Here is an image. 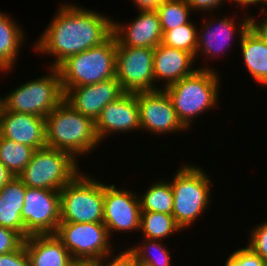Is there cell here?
<instances>
[{
    "mask_svg": "<svg viewBox=\"0 0 267 266\" xmlns=\"http://www.w3.org/2000/svg\"><path fill=\"white\" fill-rule=\"evenodd\" d=\"M239 46L244 68L256 84L264 87L267 84V43L248 28Z\"/></svg>",
    "mask_w": 267,
    "mask_h": 266,
    "instance_id": "23",
    "label": "cell"
},
{
    "mask_svg": "<svg viewBox=\"0 0 267 266\" xmlns=\"http://www.w3.org/2000/svg\"><path fill=\"white\" fill-rule=\"evenodd\" d=\"M15 176L0 163V189L10 182Z\"/></svg>",
    "mask_w": 267,
    "mask_h": 266,
    "instance_id": "39",
    "label": "cell"
},
{
    "mask_svg": "<svg viewBox=\"0 0 267 266\" xmlns=\"http://www.w3.org/2000/svg\"><path fill=\"white\" fill-rule=\"evenodd\" d=\"M21 219L25 239L36 234H55L60 223V191L26 187Z\"/></svg>",
    "mask_w": 267,
    "mask_h": 266,
    "instance_id": "13",
    "label": "cell"
},
{
    "mask_svg": "<svg viewBox=\"0 0 267 266\" xmlns=\"http://www.w3.org/2000/svg\"><path fill=\"white\" fill-rule=\"evenodd\" d=\"M138 11L156 10L165 0H130Z\"/></svg>",
    "mask_w": 267,
    "mask_h": 266,
    "instance_id": "37",
    "label": "cell"
},
{
    "mask_svg": "<svg viewBox=\"0 0 267 266\" xmlns=\"http://www.w3.org/2000/svg\"><path fill=\"white\" fill-rule=\"evenodd\" d=\"M235 13L236 15L231 14V16L229 14L228 16L226 14L224 16H218L216 13V15L209 14V17L208 14L201 17L203 21L200 23V28H198L196 62H198L197 59L199 57L202 58L201 55L203 57L205 56L204 59L206 60L213 61V59L217 58L218 61L220 57L224 58L225 54L228 55L226 52L230 51L229 48L233 45V42L237 41L236 44L240 43L243 34L249 28V13H243L245 15L243 19L241 17L242 15H239L241 20L238 17L239 11L237 10ZM236 16L238 17L237 20Z\"/></svg>",
    "mask_w": 267,
    "mask_h": 266,
    "instance_id": "9",
    "label": "cell"
},
{
    "mask_svg": "<svg viewBox=\"0 0 267 266\" xmlns=\"http://www.w3.org/2000/svg\"><path fill=\"white\" fill-rule=\"evenodd\" d=\"M68 2L58 5L47 28L33 42L35 53L53 57L49 67L57 68L68 57L97 47L113 35L115 18Z\"/></svg>",
    "mask_w": 267,
    "mask_h": 266,
    "instance_id": "1",
    "label": "cell"
},
{
    "mask_svg": "<svg viewBox=\"0 0 267 266\" xmlns=\"http://www.w3.org/2000/svg\"><path fill=\"white\" fill-rule=\"evenodd\" d=\"M45 128L48 148L66 151L80 162L82 157L90 153L93 155L102 146L95 122L76 111L64 99L45 117Z\"/></svg>",
    "mask_w": 267,
    "mask_h": 266,
    "instance_id": "2",
    "label": "cell"
},
{
    "mask_svg": "<svg viewBox=\"0 0 267 266\" xmlns=\"http://www.w3.org/2000/svg\"><path fill=\"white\" fill-rule=\"evenodd\" d=\"M25 184L14 177L0 189V226L18 232L25 239L21 210L25 200Z\"/></svg>",
    "mask_w": 267,
    "mask_h": 266,
    "instance_id": "22",
    "label": "cell"
},
{
    "mask_svg": "<svg viewBox=\"0 0 267 266\" xmlns=\"http://www.w3.org/2000/svg\"><path fill=\"white\" fill-rule=\"evenodd\" d=\"M47 70L43 76L27 79L4 94L3 110L45 118L64 99L58 68L48 67Z\"/></svg>",
    "mask_w": 267,
    "mask_h": 266,
    "instance_id": "7",
    "label": "cell"
},
{
    "mask_svg": "<svg viewBox=\"0 0 267 266\" xmlns=\"http://www.w3.org/2000/svg\"><path fill=\"white\" fill-rule=\"evenodd\" d=\"M266 6H267V0H261V5H260V8L258 10H267Z\"/></svg>",
    "mask_w": 267,
    "mask_h": 266,
    "instance_id": "42",
    "label": "cell"
},
{
    "mask_svg": "<svg viewBox=\"0 0 267 266\" xmlns=\"http://www.w3.org/2000/svg\"><path fill=\"white\" fill-rule=\"evenodd\" d=\"M24 240L18 232L0 226V255L18 249Z\"/></svg>",
    "mask_w": 267,
    "mask_h": 266,
    "instance_id": "32",
    "label": "cell"
},
{
    "mask_svg": "<svg viewBox=\"0 0 267 266\" xmlns=\"http://www.w3.org/2000/svg\"><path fill=\"white\" fill-rule=\"evenodd\" d=\"M34 149L0 136V163L18 177L30 162Z\"/></svg>",
    "mask_w": 267,
    "mask_h": 266,
    "instance_id": "27",
    "label": "cell"
},
{
    "mask_svg": "<svg viewBox=\"0 0 267 266\" xmlns=\"http://www.w3.org/2000/svg\"><path fill=\"white\" fill-rule=\"evenodd\" d=\"M130 22L113 20V35L119 46L155 48L162 43L163 32L156 10L137 11Z\"/></svg>",
    "mask_w": 267,
    "mask_h": 266,
    "instance_id": "18",
    "label": "cell"
},
{
    "mask_svg": "<svg viewBox=\"0 0 267 266\" xmlns=\"http://www.w3.org/2000/svg\"><path fill=\"white\" fill-rule=\"evenodd\" d=\"M195 57L184 50L163 45L162 43L154 48L153 69L155 78V90L164 89L167 86L178 82L180 79L192 75L199 69H213L206 63L201 67L196 65ZM195 64V65H194ZM158 83V82H160ZM160 85H163L162 86Z\"/></svg>",
    "mask_w": 267,
    "mask_h": 266,
    "instance_id": "17",
    "label": "cell"
},
{
    "mask_svg": "<svg viewBox=\"0 0 267 266\" xmlns=\"http://www.w3.org/2000/svg\"><path fill=\"white\" fill-rule=\"evenodd\" d=\"M94 266H135L132 256L124 249L113 256L94 261Z\"/></svg>",
    "mask_w": 267,
    "mask_h": 266,
    "instance_id": "35",
    "label": "cell"
},
{
    "mask_svg": "<svg viewBox=\"0 0 267 266\" xmlns=\"http://www.w3.org/2000/svg\"><path fill=\"white\" fill-rule=\"evenodd\" d=\"M2 73H4L5 75H7L6 74V71L0 70V75H2ZM2 110H3V96H1V94H0V114H1Z\"/></svg>",
    "mask_w": 267,
    "mask_h": 266,
    "instance_id": "41",
    "label": "cell"
},
{
    "mask_svg": "<svg viewBox=\"0 0 267 266\" xmlns=\"http://www.w3.org/2000/svg\"><path fill=\"white\" fill-rule=\"evenodd\" d=\"M0 10V70L13 73L28 35L12 15ZM17 60V61H16Z\"/></svg>",
    "mask_w": 267,
    "mask_h": 266,
    "instance_id": "21",
    "label": "cell"
},
{
    "mask_svg": "<svg viewBox=\"0 0 267 266\" xmlns=\"http://www.w3.org/2000/svg\"><path fill=\"white\" fill-rule=\"evenodd\" d=\"M231 4H235L236 6L240 7V12L242 10V12H247L246 9L248 10L251 9V6H254V5H258V7H260V4H261V0H228ZM242 7V8H241Z\"/></svg>",
    "mask_w": 267,
    "mask_h": 266,
    "instance_id": "38",
    "label": "cell"
},
{
    "mask_svg": "<svg viewBox=\"0 0 267 266\" xmlns=\"http://www.w3.org/2000/svg\"><path fill=\"white\" fill-rule=\"evenodd\" d=\"M118 187L115 183L104 182L103 223L111 239H114V233L134 234L140 230V193L135 189Z\"/></svg>",
    "mask_w": 267,
    "mask_h": 266,
    "instance_id": "11",
    "label": "cell"
},
{
    "mask_svg": "<svg viewBox=\"0 0 267 266\" xmlns=\"http://www.w3.org/2000/svg\"><path fill=\"white\" fill-rule=\"evenodd\" d=\"M154 48L116 47L115 77L125 93L155 90Z\"/></svg>",
    "mask_w": 267,
    "mask_h": 266,
    "instance_id": "12",
    "label": "cell"
},
{
    "mask_svg": "<svg viewBox=\"0 0 267 266\" xmlns=\"http://www.w3.org/2000/svg\"><path fill=\"white\" fill-rule=\"evenodd\" d=\"M95 130L101 144L108 140L107 137H112L111 134L128 135L140 131L136 93H124L115 101L108 103L95 121Z\"/></svg>",
    "mask_w": 267,
    "mask_h": 266,
    "instance_id": "15",
    "label": "cell"
},
{
    "mask_svg": "<svg viewBox=\"0 0 267 266\" xmlns=\"http://www.w3.org/2000/svg\"><path fill=\"white\" fill-rule=\"evenodd\" d=\"M156 11L163 33L187 24L193 13L186 0H165Z\"/></svg>",
    "mask_w": 267,
    "mask_h": 266,
    "instance_id": "28",
    "label": "cell"
},
{
    "mask_svg": "<svg viewBox=\"0 0 267 266\" xmlns=\"http://www.w3.org/2000/svg\"><path fill=\"white\" fill-rule=\"evenodd\" d=\"M137 244L123 247L133 258L135 266H173L171 250L164 241L141 238Z\"/></svg>",
    "mask_w": 267,
    "mask_h": 266,
    "instance_id": "24",
    "label": "cell"
},
{
    "mask_svg": "<svg viewBox=\"0 0 267 266\" xmlns=\"http://www.w3.org/2000/svg\"><path fill=\"white\" fill-rule=\"evenodd\" d=\"M117 39L68 57L57 68L65 94L70 88L96 84L115 77Z\"/></svg>",
    "mask_w": 267,
    "mask_h": 266,
    "instance_id": "5",
    "label": "cell"
},
{
    "mask_svg": "<svg viewBox=\"0 0 267 266\" xmlns=\"http://www.w3.org/2000/svg\"><path fill=\"white\" fill-rule=\"evenodd\" d=\"M85 173L60 190V223H103L104 183Z\"/></svg>",
    "mask_w": 267,
    "mask_h": 266,
    "instance_id": "6",
    "label": "cell"
},
{
    "mask_svg": "<svg viewBox=\"0 0 267 266\" xmlns=\"http://www.w3.org/2000/svg\"><path fill=\"white\" fill-rule=\"evenodd\" d=\"M55 235L75 261H96L118 253L104 223H59Z\"/></svg>",
    "mask_w": 267,
    "mask_h": 266,
    "instance_id": "10",
    "label": "cell"
},
{
    "mask_svg": "<svg viewBox=\"0 0 267 266\" xmlns=\"http://www.w3.org/2000/svg\"><path fill=\"white\" fill-rule=\"evenodd\" d=\"M141 212H158L172 215L174 196L169 180L155 179L147 186L144 194L139 195Z\"/></svg>",
    "mask_w": 267,
    "mask_h": 266,
    "instance_id": "25",
    "label": "cell"
},
{
    "mask_svg": "<svg viewBox=\"0 0 267 266\" xmlns=\"http://www.w3.org/2000/svg\"><path fill=\"white\" fill-rule=\"evenodd\" d=\"M139 232H141V238L165 240L166 242L172 235L176 236V233L179 234L184 231L176 223L173 215L158 212H141Z\"/></svg>",
    "mask_w": 267,
    "mask_h": 266,
    "instance_id": "26",
    "label": "cell"
},
{
    "mask_svg": "<svg viewBox=\"0 0 267 266\" xmlns=\"http://www.w3.org/2000/svg\"><path fill=\"white\" fill-rule=\"evenodd\" d=\"M125 92L116 77L96 84L70 88L64 100L76 111L94 122L108 103L115 101Z\"/></svg>",
    "mask_w": 267,
    "mask_h": 266,
    "instance_id": "16",
    "label": "cell"
},
{
    "mask_svg": "<svg viewBox=\"0 0 267 266\" xmlns=\"http://www.w3.org/2000/svg\"><path fill=\"white\" fill-rule=\"evenodd\" d=\"M187 4L191 7L192 12L201 11L202 15L214 14L215 11L218 12V9H221L225 2L228 0H186ZM214 12V13H213Z\"/></svg>",
    "mask_w": 267,
    "mask_h": 266,
    "instance_id": "34",
    "label": "cell"
},
{
    "mask_svg": "<svg viewBox=\"0 0 267 266\" xmlns=\"http://www.w3.org/2000/svg\"><path fill=\"white\" fill-rule=\"evenodd\" d=\"M247 247L267 263V220L252 226Z\"/></svg>",
    "mask_w": 267,
    "mask_h": 266,
    "instance_id": "30",
    "label": "cell"
},
{
    "mask_svg": "<svg viewBox=\"0 0 267 266\" xmlns=\"http://www.w3.org/2000/svg\"><path fill=\"white\" fill-rule=\"evenodd\" d=\"M191 163H182L171 176L172 181L169 179L174 196L172 215L183 231L192 227L213 203L211 176L203 166Z\"/></svg>",
    "mask_w": 267,
    "mask_h": 266,
    "instance_id": "4",
    "label": "cell"
},
{
    "mask_svg": "<svg viewBox=\"0 0 267 266\" xmlns=\"http://www.w3.org/2000/svg\"><path fill=\"white\" fill-rule=\"evenodd\" d=\"M70 153L53 148L35 150L18 178L26 187L60 191L82 169Z\"/></svg>",
    "mask_w": 267,
    "mask_h": 266,
    "instance_id": "8",
    "label": "cell"
},
{
    "mask_svg": "<svg viewBox=\"0 0 267 266\" xmlns=\"http://www.w3.org/2000/svg\"><path fill=\"white\" fill-rule=\"evenodd\" d=\"M0 266H31V261L23 243L18 249L0 255Z\"/></svg>",
    "mask_w": 267,
    "mask_h": 266,
    "instance_id": "33",
    "label": "cell"
},
{
    "mask_svg": "<svg viewBox=\"0 0 267 266\" xmlns=\"http://www.w3.org/2000/svg\"><path fill=\"white\" fill-rule=\"evenodd\" d=\"M24 244L31 266H71L75 262L55 234L30 235Z\"/></svg>",
    "mask_w": 267,
    "mask_h": 266,
    "instance_id": "20",
    "label": "cell"
},
{
    "mask_svg": "<svg viewBox=\"0 0 267 266\" xmlns=\"http://www.w3.org/2000/svg\"><path fill=\"white\" fill-rule=\"evenodd\" d=\"M216 71L198 68L192 75L164 88L179 121L188 131L196 118L220 105L221 77Z\"/></svg>",
    "mask_w": 267,
    "mask_h": 266,
    "instance_id": "3",
    "label": "cell"
},
{
    "mask_svg": "<svg viewBox=\"0 0 267 266\" xmlns=\"http://www.w3.org/2000/svg\"><path fill=\"white\" fill-rule=\"evenodd\" d=\"M0 136L39 150L47 147L45 118L2 110Z\"/></svg>",
    "mask_w": 267,
    "mask_h": 266,
    "instance_id": "19",
    "label": "cell"
},
{
    "mask_svg": "<svg viewBox=\"0 0 267 266\" xmlns=\"http://www.w3.org/2000/svg\"><path fill=\"white\" fill-rule=\"evenodd\" d=\"M193 19L187 24L175 29L165 31L162 36V44L176 49H181L196 56L198 45V27Z\"/></svg>",
    "mask_w": 267,
    "mask_h": 266,
    "instance_id": "29",
    "label": "cell"
},
{
    "mask_svg": "<svg viewBox=\"0 0 267 266\" xmlns=\"http://www.w3.org/2000/svg\"><path fill=\"white\" fill-rule=\"evenodd\" d=\"M259 11V17L261 18L258 16L254 17L253 14H249V29L267 43V10Z\"/></svg>",
    "mask_w": 267,
    "mask_h": 266,
    "instance_id": "36",
    "label": "cell"
},
{
    "mask_svg": "<svg viewBox=\"0 0 267 266\" xmlns=\"http://www.w3.org/2000/svg\"><path fill=\"white\" fill-rule=\"evenodd\" d=\"M141 131L157 137L189 132L179 121L164 89L136 93Z\"/></svg>",
    "mask_w": 267,
    "mask_h": 266,
    "instance_id": "14",
    "label": "cell"
},
{
    "mask_svg": "<svg viewBox=\"0 0 267 266\" xmlns=\"http://www.w3.org/2000/svg\"><path fill=\"white\" fill-rule=\"evenodd\" d=\"M230 253L223 266H266V262L246 245Z\"/></svg>",
    "mask_w": 267,
    "mask_h": 266,
    "instance_id": "31",
    "label": "cell"
},
{
    "mask_svg": "<svg viewBox=\"0 0 267 266\" xmlns=\"http://www.w3.org/2000/svg\"><path fill=\"white\" fill-rule=\"evenodd\" d=\"M71 266H94V261H75Z\"/></svg>",
    "mask_w": 267,
    "mask_h": 266,
    "instance_id": "40",
    "label": "cell"
}]
</instances>
